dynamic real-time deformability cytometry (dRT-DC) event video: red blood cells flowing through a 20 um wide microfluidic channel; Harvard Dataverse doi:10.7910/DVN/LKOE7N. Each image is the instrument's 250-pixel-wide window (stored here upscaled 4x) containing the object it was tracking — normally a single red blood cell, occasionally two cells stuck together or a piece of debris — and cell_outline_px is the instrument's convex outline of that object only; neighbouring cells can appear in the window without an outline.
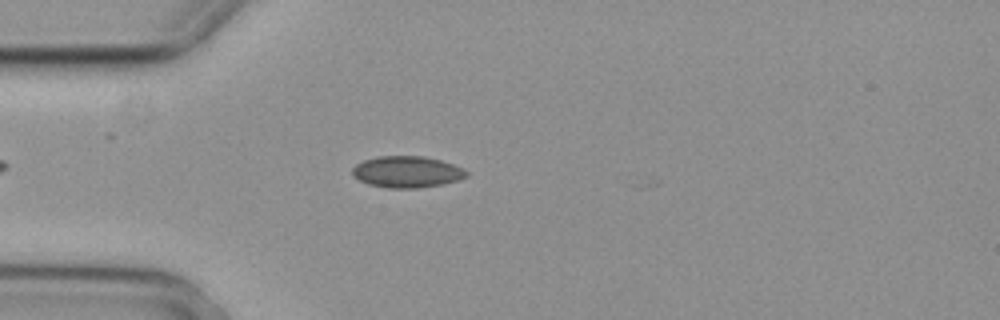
{"species": "common noctule bat (a hibernating species)", "species_latin": "Nyctalus noctula", "temperature_condition": "cold", "stored_images_in_passage": 3, "camera_frame_rate_fps": 3000, "um_per_image_px": 0.085, "animal": {"sex": "female", "body_mass_g": 29.2, "forearm_length_mm": 56.3}, "frame": {"image": 1, "passage_image": 2, "time_ms": 0.333, "image_size_px": [1000, 320], "cell_outline_px": [[468, 176], [460, 180], [444, 184], [416, 188], [388, 188], [368, 184], [352, 176], [352, 168], [356, 164], [364, 160], [376, 156], [424, 156], [440, 160], [464, 168], [468, 172]], "centroid_in_image_um": [34.6, 14.61], "position_along_channel_um": 50.4, "area_um2": 21.1}}